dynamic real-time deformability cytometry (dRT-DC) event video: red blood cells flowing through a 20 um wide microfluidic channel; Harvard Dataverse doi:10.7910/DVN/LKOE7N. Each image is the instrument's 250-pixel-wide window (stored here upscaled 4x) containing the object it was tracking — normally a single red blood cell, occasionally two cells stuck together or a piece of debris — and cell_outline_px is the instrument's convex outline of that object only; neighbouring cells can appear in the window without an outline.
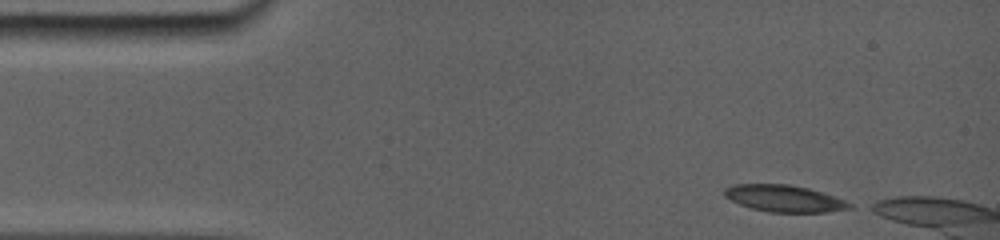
{"species": "common noctule bat (a hibernating species)", "species_latin": "Nyctalus noctula", "temperature_condition": "room temperature", "stored_images_in_passage": 57, "camera_frame_rate_fps": 5000, "um_per_image_px": 0.085, "animal": {"sex": "female", "body_mass_g": 19.0, "forearm_length_mm": 56.7}, "frame": {"image": 1, "passage_image": 1, "time_ms": 0.0, "image_size_px": [1000, 240], "cell_outline_px": [[856, 208], [828, 212], [768, 212], [752, 208], [740, 204], [724, 196], [724, 188], [736, 184], [788, 184], [808, 188], [836, 196], [852, 204]], "centroid_in_image_um": [66.71, 16.87], "position_along_channel_um": 18.3, "area_um2": 19.59}}
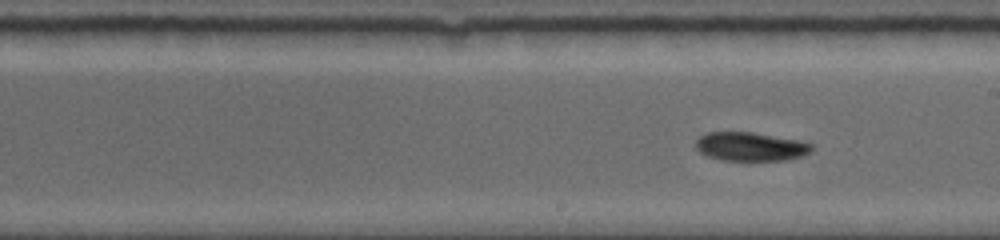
{"frame": {"image": 2, "passage_image": 35, "time_ms": 7.4, "image_size_px": [1000, 240], "cell_outline_px": [[812, 148], [808, 152], [800, 156], [784, 160], [720, 160], [708, 156], [700, 152], [696, 148], [696, 140], [700, 136], [708, 132], [752, 132], [800, 140], [812, 144]], "centroid_in_image_um": [63.77, 12.45], "position_along_channel_um": 225.2, "area_um2": 19.25}}
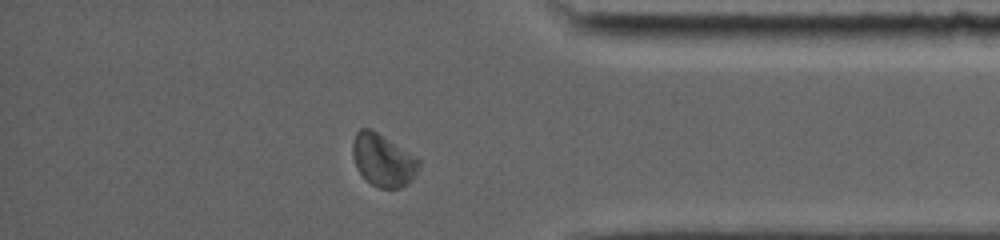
{"frame": {"image": 3, "passage_image": 52, "time_ms": 12.2, "image_size_px": [1000, 240], "cell_outline_px": [[420, 164], [412, 180], [408, 184], [400, 188], [380, 188], [372, 184], [356, 168], [352, 156], [352, 144], [356, 132], [360, 128], [372, 128], [416, 156], [420, 160]], "centroid_in_image_um": [32.55, 13.59], "position_along_channel_um": 402.6, "area_um2": 20.35}}